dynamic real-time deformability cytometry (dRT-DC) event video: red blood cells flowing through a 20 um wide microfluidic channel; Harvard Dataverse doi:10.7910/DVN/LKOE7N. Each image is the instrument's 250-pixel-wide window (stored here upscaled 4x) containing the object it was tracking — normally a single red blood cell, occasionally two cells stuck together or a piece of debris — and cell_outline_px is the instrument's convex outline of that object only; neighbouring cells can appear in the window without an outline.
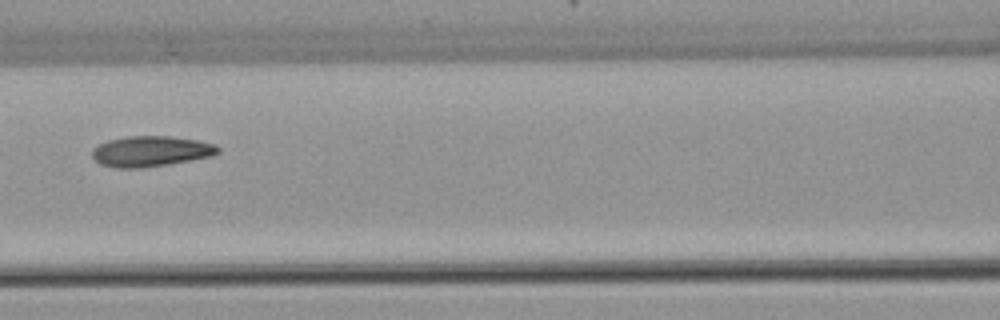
{"species": "common noctule bat (a hibernating species)", "species_latin": "Nyctalus noctula", "temperature_condition": "warm", "stored_images_in_passage": 6, "camera_frame_rate_fps": 3000, "um_per_image_px": 0.085, "animal": {"sex": "female", "body_mass_g": 22.7, "forearm_length_mm": 54.2}, "frame": {"image": 1, "passage_image": 6, "time_ms": 7.0, "image_size_px": [1000, 320], "cell_outline_px": [[220, 152], [212, 156], [168, 164], [140, 168], [116, 168], [100, 164], [92, 156], [92, 148], [108, 140], [128, 136], [172, 136], [196, 140], [212, 144], [220, 148]], "centroid_in_image_um": [12.8, 12.86], "position_along_channel_um": 153.8, "area_um2": 22.31}}